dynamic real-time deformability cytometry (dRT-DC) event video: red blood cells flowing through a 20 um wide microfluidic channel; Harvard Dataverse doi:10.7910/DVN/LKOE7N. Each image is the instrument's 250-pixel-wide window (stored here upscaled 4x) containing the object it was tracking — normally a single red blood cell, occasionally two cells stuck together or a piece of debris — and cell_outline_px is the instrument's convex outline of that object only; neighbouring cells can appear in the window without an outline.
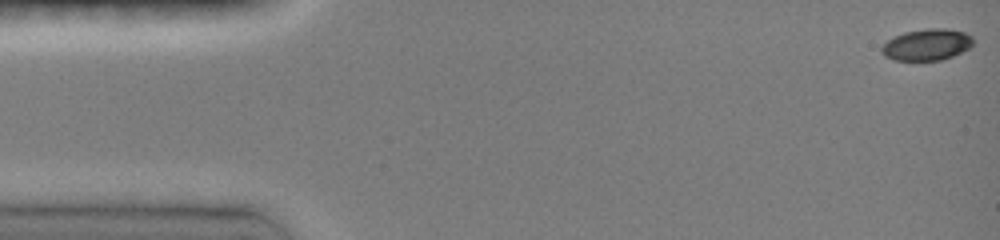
{"species": "common noctule bat (a hibernating species)", "species_latin": "Nyctalus noctula", "temperature_condition": "room temperature", "stored_images_in_passage": 47, "camera_frame_rate_fps": 3000, "um_per_image_px": 0.085, "animal": {"sex": "female", "body_mass_g": 19.0, "forearm_length_mm": 51.5}, "frame": {"image": 1, "passage_image": 1, "time_ms": 0.0, "image_size_px": [1000, 240], "cell_outline_px": [[972, 44], [968, 48], [952, 56], [940, 60], [892, 60], [884, 56], [880, 52], [880, 48], [888, 40], [904, 32], [928, 28], [944, 28], [964, 32], [972, 36]], "centroid_in_image_um": [78.75, 3.8], "position_along_channel_um": 6.3, "area_um2": 16.65}}
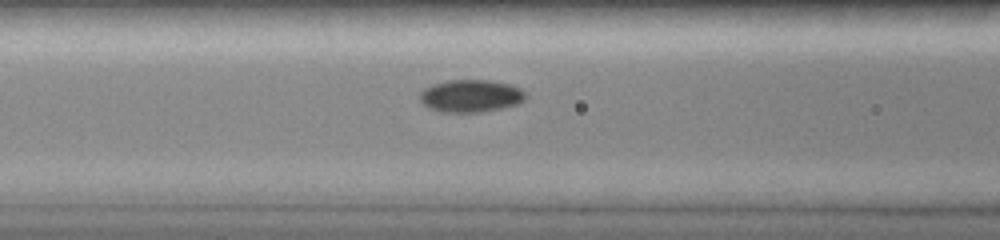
{"frame": {"image": 2, "passage_image": 19, "time_ms": 6.0, "image_size_px": [1000, 240], "cell_outline_px": [[528, 96], [520, 104], [480, 112], [440, 112], [424, 104], [420, 100], [420, 92], [424, 88], [432, 84], [448, 80], [488, 80], [508, 84], [520, 88], [528, 92]], "centroid_in_image_um": [40.06, 8.15], "position_along_channel_um": 126.5, "area_um2": 20.11}}
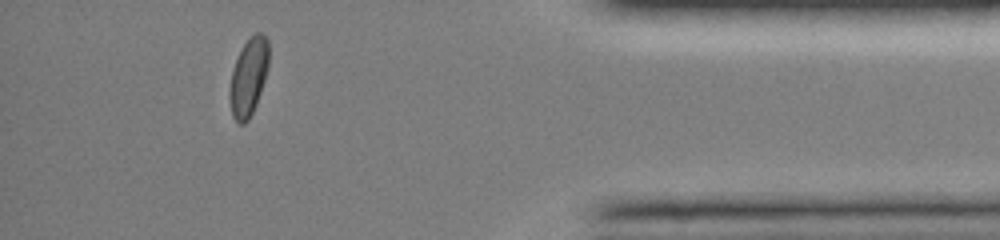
{"frame": {"image": 3, "passage_image": 42, "time_ms": 13.667, "image_size_px": [1000, 240], "cell_outline_px": [[268, 68], [256, 104], [248, 120], [244, 124], [240, 124], [232, 116], [232, 72], [236, 60], [244, 44], [256, 32], [260, 32], [268, 40]], "centroid_in_image_um": [21.17, 6.51], "position_along_channel_um": 414.0, "area_um2": 16.76}, "authors_computed_cell_mechanics": {"area_um2": 18.3226, "velocity_mm_per_s": 4.1273, "shape_relaxation_time_tau1_ms": 4.168, "shape_relaxation_time_tau2_ms": 4.8282, "deformation_change_tau1": 0.1268, "deformation_change_tau2": 0.0426}}